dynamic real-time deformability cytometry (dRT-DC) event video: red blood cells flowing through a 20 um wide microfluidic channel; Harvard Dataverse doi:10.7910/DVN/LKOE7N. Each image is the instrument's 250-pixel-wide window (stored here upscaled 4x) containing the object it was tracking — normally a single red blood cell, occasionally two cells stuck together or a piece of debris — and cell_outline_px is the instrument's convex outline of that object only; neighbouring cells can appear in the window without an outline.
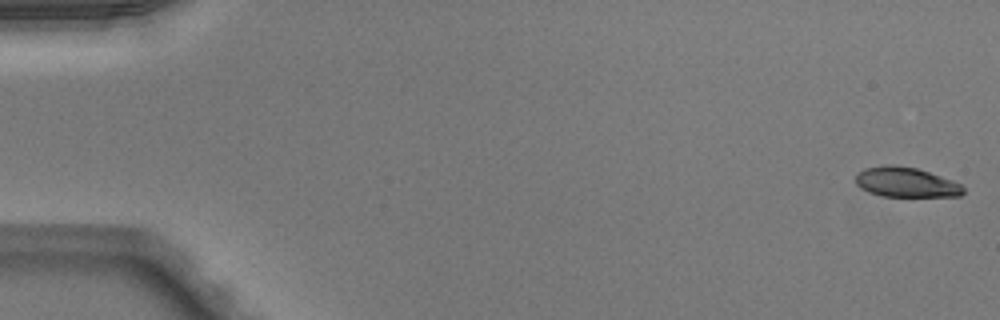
{"species": "Egyptian fruit bat (a non-hibernating species)", "species_latin": "Rousettus aegyptiacus", "temperature_condition": "warm", "stored_images_in_passage": 50, "camera_frame_rate_fps": 3000, "um_per_image_px": 0.085, "animal": {"sex": "male"}, "frame": {"image": 1, "passage_image": 1, "time_ms": 0.0, "image_size_px": [1000, 320], "cell_outline_px": [[964, 192], [960, 196], [884, 196], [868, 192], [860, 188], [856, 184], [856, 172], [864, 168], [884, 164], [892, 164], [916, 168], [952, 180], [960, 184], [964, 188]], "centroid_in_image_um": [76.96, 15.48], "position_along_channel_um": 8.0, "area_um2": 18.79}}
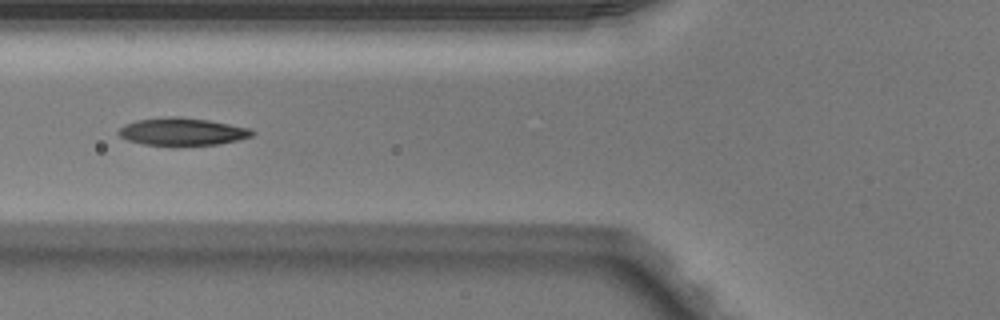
{"frame": {"image": 2, "passage_image": 20, "time_ms": 6.333, "image_size_px": [1000, 320], "cell_outline_px": [[256, 132], [252, 136], [236, 140], [216, 144], [144, 144], [128, 140], [120, 136], [116, 132], [124, 124], [136, 120], [164, 116], [180, 116], [208, 120], [248, 128]], "centroid_in_image_um": [15.44, 11.16], "position_along_channel_um": 110.4, "area_um2": 21.04}}
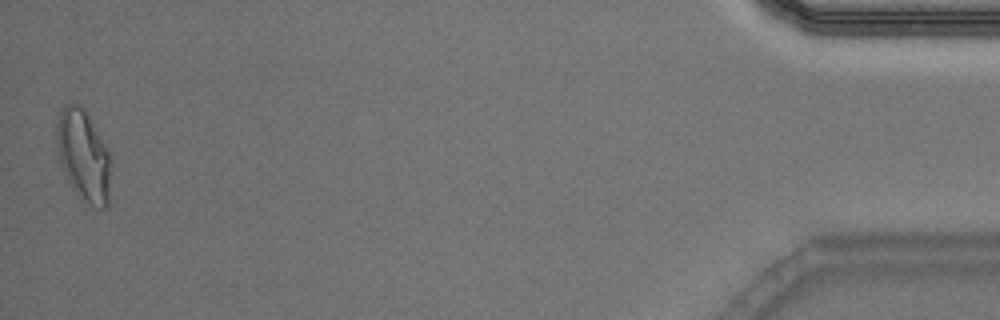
{"frame": {"image": 3, "passage_image": 50, "time_ms": 16.333, "image_size_px": [1000, 320], "cell_outline_px": [[112, 160], [108, 208], [100, 208], [84, 204], [80, 200], [72, 188], [60, 164], [56, 148], [56, 128], [60, 112], [64, 104], [76, 104], [84, 108], [112, 156]], "centroid_in_image_um": [7.12, 13.29], "position_along_channel_um": 428.1, "area_um2": 29.54}, "authors_computed_cell_mechanics": {"area_um2": 21.5016, "velocity_mm_per_s": 4.0423, "shape_relaxation_time_tau1_ms": 4.2498, "shape_relaxation_time_tau2_ms": 1.4312, "deformation_change_tau1": 0.1794, "deformation_change_tau2": 0.0799}}